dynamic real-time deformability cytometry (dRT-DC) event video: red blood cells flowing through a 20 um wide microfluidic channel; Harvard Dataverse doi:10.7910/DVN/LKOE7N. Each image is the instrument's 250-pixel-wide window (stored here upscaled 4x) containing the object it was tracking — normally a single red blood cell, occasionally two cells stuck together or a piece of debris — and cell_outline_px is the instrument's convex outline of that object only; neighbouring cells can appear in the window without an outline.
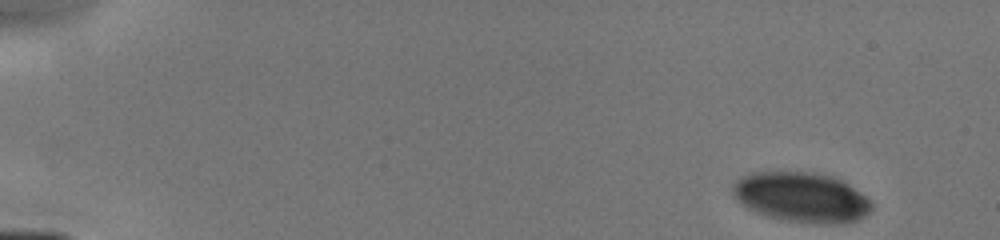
{"species": "human", "species_latin": "Homo sapiens", "temperature_condition": "cold", "stored_images_in_passage": 17, "camera_frame_rate_fps": 3000, "um_per_image_px": 0.085, "donor": {"sex": "male"}, "frame": {"image": 1, "passage_image": 1, "time_ms": 0.0, "image_size_px": [1000, 240], "cell_outline_px": [[872, 208], [860, 220], [844, 224], [812, 224], [784, 220], [764, 216], [748, 208], [736, 200], [732, 192], [732, 184], [736, 180], [752, 172], [812, 172], [832, 176], [848, 184], [864, 196], [872, 204]], "centroid_in_image_um": [68.1, 16.79], "position_along_channel_um": 16.9, "area_um2": 40.63}}
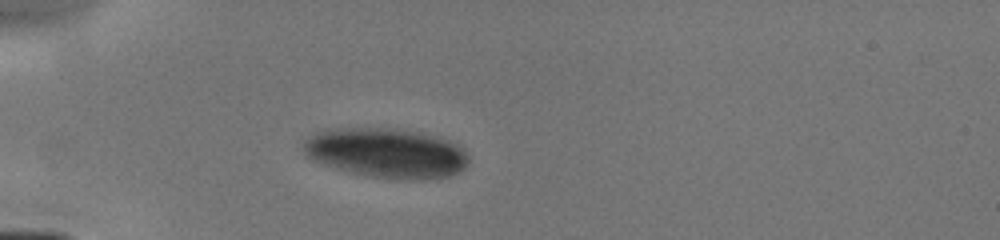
{"frame": {"image": 2, "passage_image": 14, "time_ms": 3.667, "image_size_px": [1000, 240], "cell_outline_px": [[468, 164], [460, 172], [448, 176], [420, 180], [400, 180], [368, 176], [348, 172], [312, 160], [304, 156], [300, 144], [304, 140], [316, 132], [340, 128], [384, 128], [420, 132], [460, 144], [464, 148], [468, 156]], "centroid_in_image_um": [32.83, 13.02], "position_along_channel_um": 52.2, "area_um2": 48.32}}